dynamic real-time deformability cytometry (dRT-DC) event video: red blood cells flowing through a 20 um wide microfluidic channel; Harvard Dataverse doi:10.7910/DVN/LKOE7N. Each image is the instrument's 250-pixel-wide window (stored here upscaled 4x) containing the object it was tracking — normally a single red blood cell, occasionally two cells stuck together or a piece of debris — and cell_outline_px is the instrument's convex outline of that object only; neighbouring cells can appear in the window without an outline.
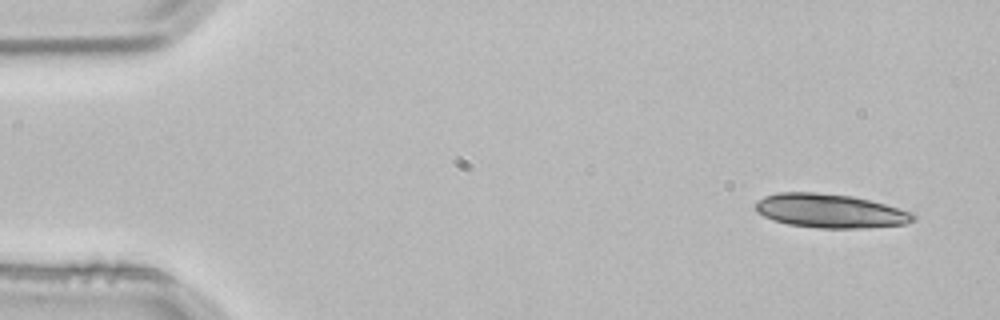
{"species": "common noctule bat (a hibernating species)", "species_latin": "Nyctalus noctula", "temperature_condition": "room temperature", "stored_images_in_passage": 3, "camera_frame_rate_fps": 3000, "um_per_image_px": 0.085, "animal": {"sex": "male", "body_mass_g": 21.5, "forearm_length_mm": 52.0}, "frame": {"image": 1, "passage_image": 1, "time_ms": 0.0, "image_size_px": [1000, 320], "cell_outline_px": [[916, 220], [904, 224], [864, 228], [820, 228], [788, 224], [772, 220], [756, 212], [756, 200], [764, 196], [776, 192], [812, 192], [852, 196], [884, 204], [912, 212], [916, 216]], "centroid_in_image_um": [70.53, 17.92], "position_along_channel_um": 14.5, "area_um2": 31.15}}